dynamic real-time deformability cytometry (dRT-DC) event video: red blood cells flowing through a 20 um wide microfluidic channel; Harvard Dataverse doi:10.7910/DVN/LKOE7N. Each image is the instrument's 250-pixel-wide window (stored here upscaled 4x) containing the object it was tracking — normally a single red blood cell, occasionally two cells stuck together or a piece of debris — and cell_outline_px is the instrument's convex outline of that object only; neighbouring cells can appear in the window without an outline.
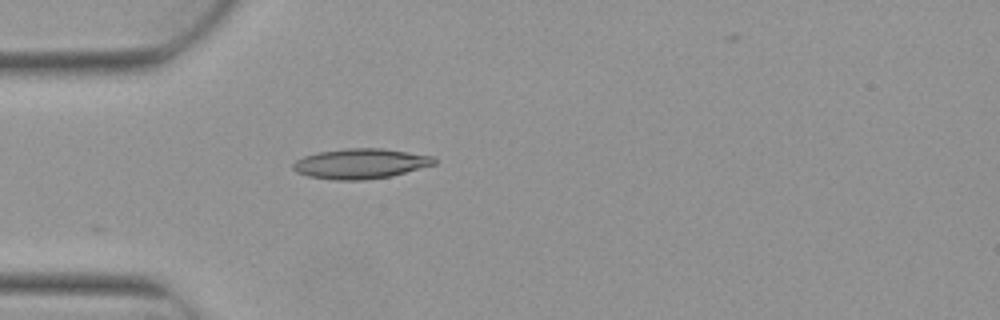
{"species": "Egyptian fruit bat (a non-hibernating species)", "species_latin": "Rousettus aegyptiacus", "temperature_condition": "warm", "stored_images_in_passage": 5, "camera_frame_rate_fps": 3000, "um_per_image_px": 0.085, "animal": {"sex": "female"}, "frame": {"image": 1, "passage_image": 5, "time_ms": 1.333, "image_size_px": [1000, 320], "cell_outline_px": [[436, 164], [392, 176], [364, 180], [336, 180], [308, 176], [296, 172], [292, 168], [292, 164], [296, 160], [304, 156], [316, 152], [344, 148], [384, 148], [432, 156], [436, 160]], "centroid_in_image_um": [30.63, 13.9], "position_along_channel_um": 54.4, "area_um2": 24.91}}